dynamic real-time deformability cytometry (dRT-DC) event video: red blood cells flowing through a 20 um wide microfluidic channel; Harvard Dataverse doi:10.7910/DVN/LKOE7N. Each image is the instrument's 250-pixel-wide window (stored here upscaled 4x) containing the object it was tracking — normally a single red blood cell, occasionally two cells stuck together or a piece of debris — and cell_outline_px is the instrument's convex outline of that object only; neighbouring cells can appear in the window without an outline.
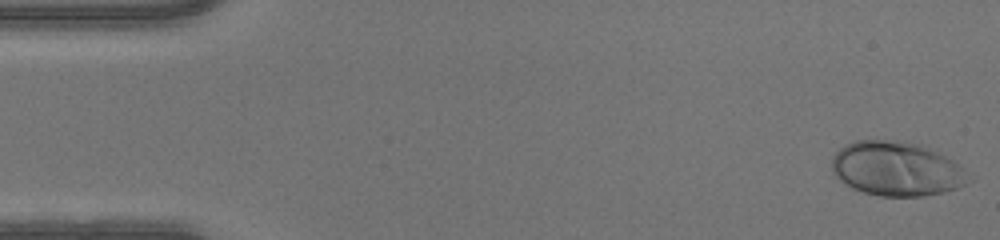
{"species": "human", "species_latin": "Homo sapiens", "temperature_condition": "warm", "stored_images_in_passage": 47, "camera_frame_rate_fps": 3000, "um_per_image_px": 0.085, "donor": {"sex": "male"}, "frame": {"image": 1, "passage_image": 1, "time_ms": 0.0, "image_size_px": [1000, 240], "cell_outline_px": [[972, 180], [956, 188], [944, 192], [924, 196], [880, 196], [864, 192], [852, 188], [840, 180], [832, 172], [832, 156], [844, 144], [856, 140], [900, 140], [920, 144], [952, 160], [964, 168]], "centroid_in_image_um": [76.19, 14.34], "position_along_channel_um": 8.8, "area_um2": 43.35}}
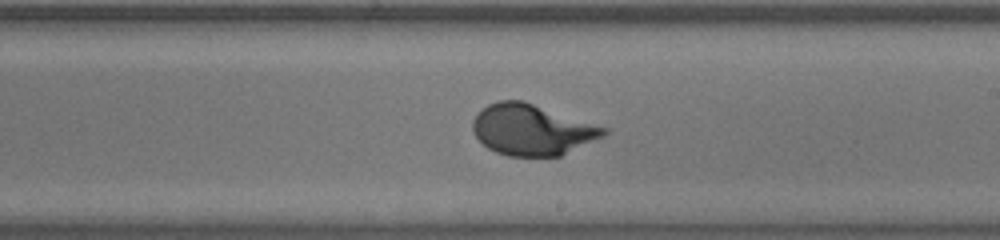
{"frame": {"image": 2, "passage_image": 27, "time_ms": 8.667, "image_size_px": [1000, 240], "cell_outline_px": [[608, 132], [604, 136], [560, 156], [508, 156], [496, 152], [488, 148], [472, 132], [472, 120], [488, 104], [496, 100], [524, 100], [608, 128]], "centroid_in_image_um": [45.22, 11.02], "position_along_channel_um": 243.8, "area_um2": 38.84}}
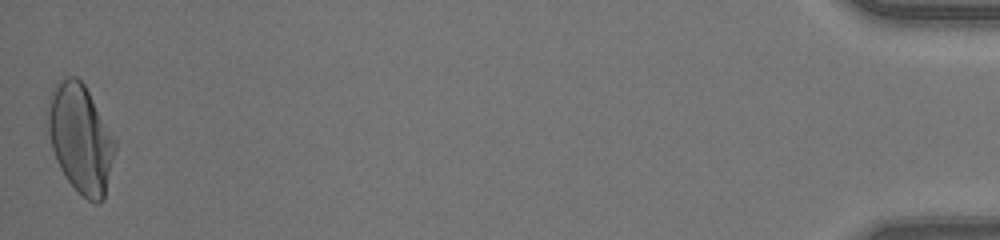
{"frame": {"image": 3, "passage_image": 47, "time_ms": 15.333, "image_size_px": [1000, 240], "cell_outline_px": [[116, 148], [104, 200], [100, 204], [96, 204], [88, 200], [68, 180], [60, 168], [56, 160], [52, 148], [48, 132], [48, 96], [56, 84], [60, 80], [68, 76], [76, 76], [84, 84], [116, 140]], "centroid_in_image_um": [6.85, 11.78], "position_along_channel_um": 428.4, "area_um2": 42.25}}